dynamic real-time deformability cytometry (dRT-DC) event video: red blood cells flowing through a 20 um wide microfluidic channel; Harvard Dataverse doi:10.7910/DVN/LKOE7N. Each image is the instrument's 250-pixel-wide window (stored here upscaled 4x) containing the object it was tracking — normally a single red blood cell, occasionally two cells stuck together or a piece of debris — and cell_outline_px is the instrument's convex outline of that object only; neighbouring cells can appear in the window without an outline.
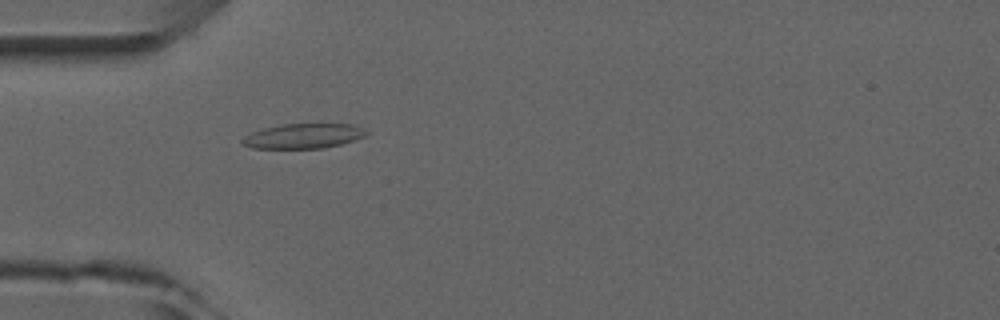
{"species": "common noctule bat (a hibernating species)", "species_latin": "Nyctalus noctula", "temperature_condition": "room temperature", "stored_images_in_passage": 2, "camera_frame_rate_fps": 3000, "um_per_image_px": 0.085, "animal": {"sex": "male", "forearm_length_mm": 52.5}, "frame": {"image": 1, "passage_image": 2, "time_ms": 1.333, "image_size_px": [1000, 320], "cell_outline_px": [[368, 132], [364, 136], [340, 144], [324, 148], [252, 148], [240, 144], [240, 140], [252, 132], [264, 128], [284, 124], [352, 124]], "centroid_in_image_um": [25.73, 11.57], "position_along_channel_um": 59.3, "area_um2": 17.69}}